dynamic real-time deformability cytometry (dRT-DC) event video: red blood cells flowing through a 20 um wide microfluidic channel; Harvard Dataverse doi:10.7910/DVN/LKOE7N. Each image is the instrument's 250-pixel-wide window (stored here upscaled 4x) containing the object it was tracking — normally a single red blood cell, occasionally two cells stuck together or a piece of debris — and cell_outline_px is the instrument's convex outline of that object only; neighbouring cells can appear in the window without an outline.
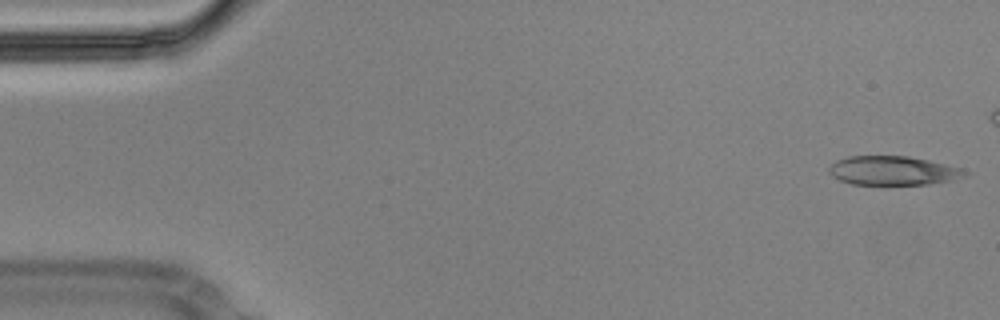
{"species": "Egyptian fruit bat (a non-hibernating species)", "species_latin": "Rousettus aegyptiacus", "temperature_condition": "cold", "stored_images_in_passage": 48, "camera_frame_rate_fps": 3000, "um_per_image_px": 0.085, "animal": {"sex": "male"}, "frame": {"image": 1, "passage_image": 1, "time_ms": 0.0, "image_size_px": [1000, 320], "cell_outline_px": [[972, 172], [968, 176], [952, 180], [928, 184], [852, 184], [840, 180], [832, 176], [828, 172], [828, 168], [836, 160], [848, 156], [908, 156], [928, 160], [960, 168]], "centroid_in_image_um": [75.92, 14.5], "position_along_channel_um": 9.1, "area_um2": 23.0}}
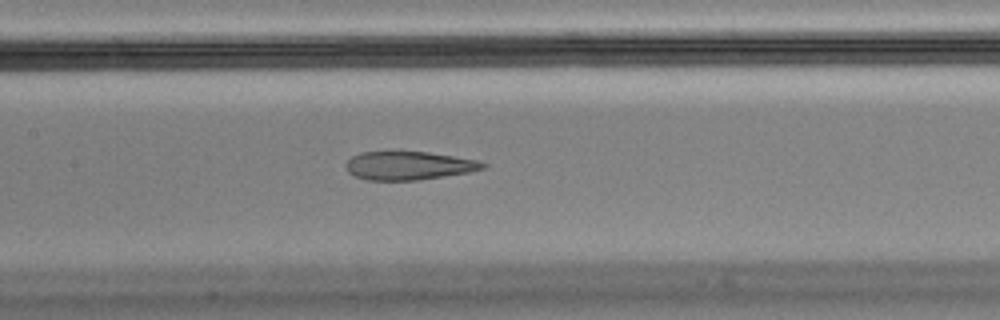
{"frame": {"image": 2, "passage_image": 25, "time_ms": 8.0, "image_size_px": [1000, 320], "cell_outline_px": [[488, 164], [484, 168], [468, 172], [420, 180], [368, 180], [356, 176], [348, 172], [344, 164], [352, 156], [360, 152], [428, 152], [476, 160]], "centroid_in_image_um": [34.71, 14.08], "position_along_channel_um": 172.7, "area_um2": 22.48}}
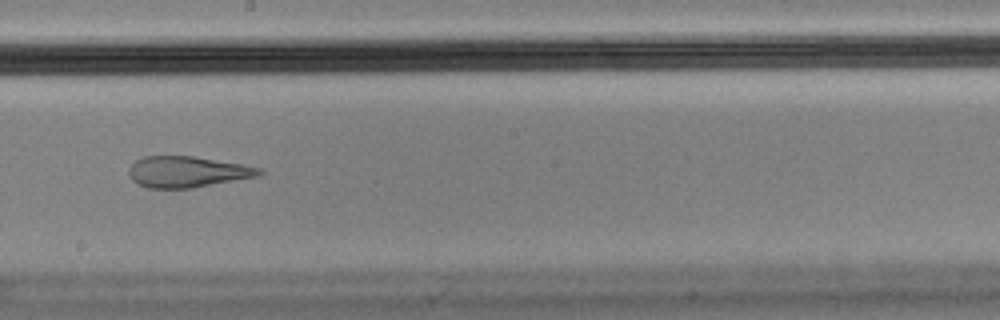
{"frame": {"image": 3, "passage_image": 30, "time_ms": 9.667, "image_size_px": [1000, 320], "cell_outline_px": [[264, 172], [260, 176], [192, 188], [148, 188], [132, 180], [128, 172], [128, 168], [136, 160], [144, 156], [192, 156], [244, 164], [260, 168]], "centroid_in_image_um": [15.94, 14.6], "position_along_channel_um": 232.3, "area_um2": 23.64}, "authors_computed_cell_mechanics": {"area_um2": 24.5072, "velocity_mm_per_s": 3.5949, "shape_relaxation_time_tau1_ms": null, "shape_relaxation_time_tau2_ms": 1.9192, "deformation_change_tau1": null, "deformation_change_tau2": 0.0989}}